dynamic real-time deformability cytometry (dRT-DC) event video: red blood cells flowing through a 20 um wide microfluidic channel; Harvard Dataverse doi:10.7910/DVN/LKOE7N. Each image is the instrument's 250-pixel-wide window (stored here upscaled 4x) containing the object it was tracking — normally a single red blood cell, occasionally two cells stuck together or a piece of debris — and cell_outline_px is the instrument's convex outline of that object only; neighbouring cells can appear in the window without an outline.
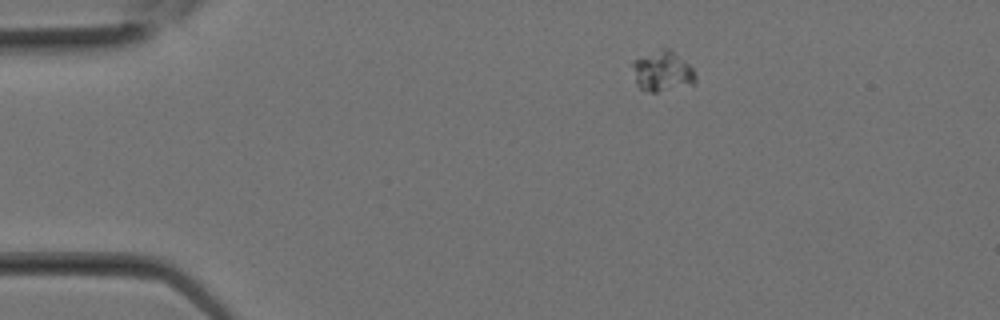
{"species": "Egyptian fruit bat (a non-hibernating species)", "species_latin": "Rousettus aegyptiacus", "temperature_condition": "room temperature", "stored_images_in_passage": 6, "camera_frame_rate_fps": 3000, "um_per_image_px": 0.085, "animal": {"sex": "female"}, "frame": {"image": 1, "passage_image": 1, "time_ms": 0.0, "image_size_px": [1000, 320], "cell_outline_px": [[696, 80], [692, 84], [656, 92], [652, 92], [640, 88], [636, 84], [628, 64], [632, 60], [664, 48], [668, 48], [688, 64], [696, 72]], "centroid_in_image_um": [56.23, 6.06], "position_along_channel_um": 28.8, "area_um2": 14.8}}
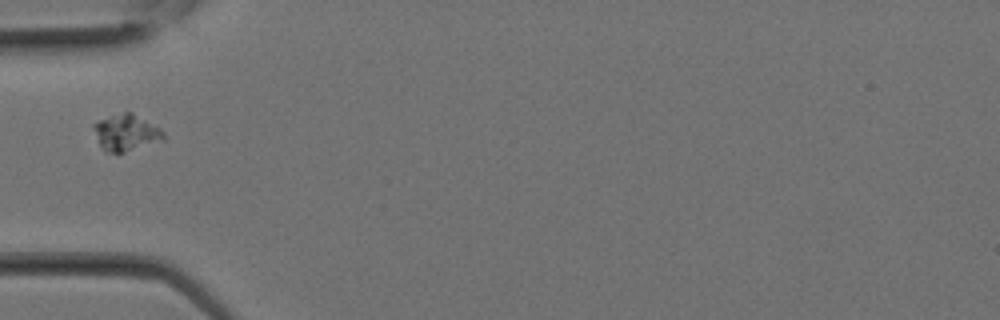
{"frame": {"image": 2, "passage_image": 5, "time_ms": 1.333, "image_size_px": [1000, 320], "cell_outline_px": [[164, 140], [124, 152], [104, 152], [92, 128], [92, 124], [100, 120], [124, 112], [132, 112], [160, 128], [164, 132]], "centroid_in_image_um": [10.72, 11.28], "position_along_channel_um": 74.3, "area_um2": 14.62}}